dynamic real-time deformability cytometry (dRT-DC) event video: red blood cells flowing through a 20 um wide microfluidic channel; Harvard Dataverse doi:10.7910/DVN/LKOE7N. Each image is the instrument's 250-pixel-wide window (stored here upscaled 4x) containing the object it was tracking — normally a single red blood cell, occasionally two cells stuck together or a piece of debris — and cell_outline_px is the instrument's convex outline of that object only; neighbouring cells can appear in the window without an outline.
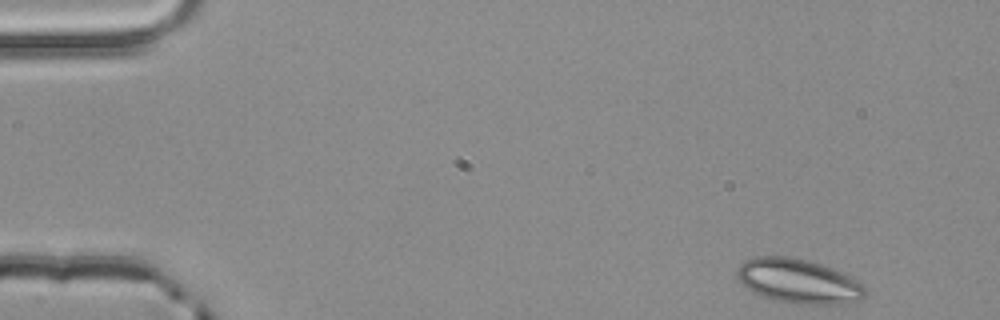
{"species": "common noctule bat (a hibernating species)", "species_latin": "Nyctalus noctula", "temperature_condition": "room temperature", "stored_images_in_passage": 50, "camera_frame_rate_fps": 3000, "um_per_image_px": 0.085, "animal": {"sex": "male", "body_mass_g": 20.4}, "frame": {"image": 1, "passage_image": 1, "time_ms": 0.0, "image_size_px": [1000, 320], "cell_outline_px": [[868, 292], [860, 300], [840, 304], [800, 304], [772, 300], [752, 292], [736, 276], [736, 268], [744, 260], [756, 256], [784, 256], [804, 260], [820, 264], [840, 272], [848, 276], [860, 284]], "centroid_in_image_um": [67.82, 23.91], "position_along_channel_um": 17.2, "area_um2": 32.83}}
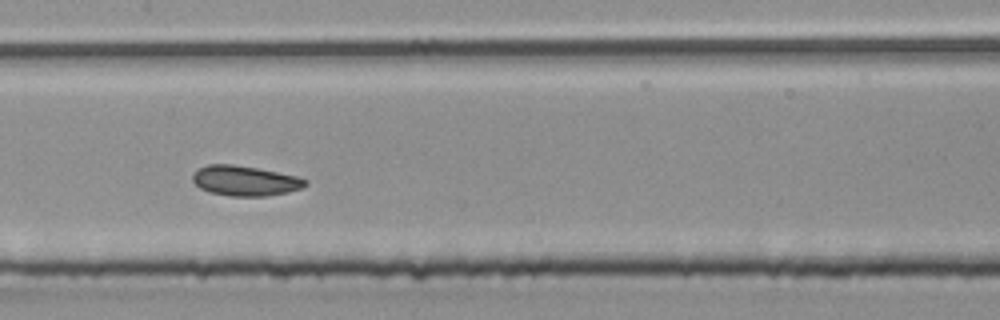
{"frame": {"image": 2, "passage_image": 23, "time_ms": 7.333, "image_size_px": [1000, 320], "cell_outline_px": [[308, 184], [300, 188], [288, 192], [268, 196], [228, 196], [212, 192], [200, 188], [192, 180], [192, 172], [196, 168], [208, 164], [232, 164], [260, 168], [296, 176], [308, 180]], "centroid_in_image_um": [20.8, 15.35], "position_along_channel_um": 186.6, "area_um2": 19.94}}
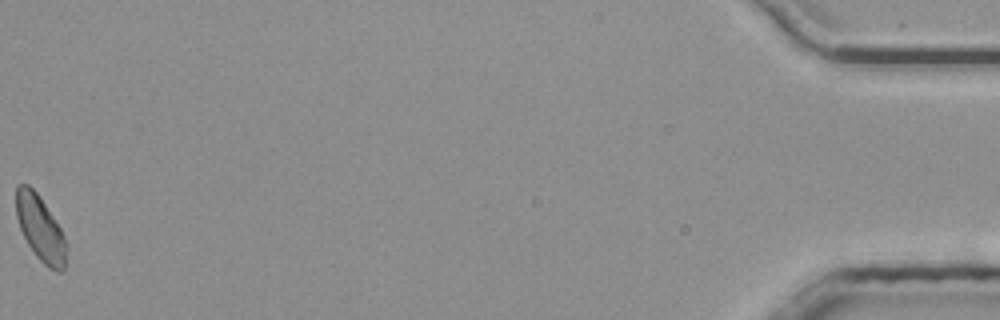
{"frame": {"image": 3, "passage_image": 50, "time_ms": 16.333, "image_size_px": [1000, 320], "cell_outline_px": [[68, 248], [64, 272], [56, 272], [48, 268], [36, 256], [28, 244], [20, 228], [16, 216], [16, 184], [28, 184], [36, 192], [60, 228], [68, 244]], "centroid_in_image_um": [3.45, 19.47], "position_along_channel_um": 431.7, "area_um2": 19.19}, "authors_computed_cell_mechanics": {"area_um2": 19.6809, "velocity_mm_per_s": 3.903, "shape_relaxation_time_tau1_ms": 5.9669, "shape_relaxation_time_tau2_ms": 2.7769, "deformation_change_tau1": 0.0801, "deformation_change_tau2": 0.0687}}